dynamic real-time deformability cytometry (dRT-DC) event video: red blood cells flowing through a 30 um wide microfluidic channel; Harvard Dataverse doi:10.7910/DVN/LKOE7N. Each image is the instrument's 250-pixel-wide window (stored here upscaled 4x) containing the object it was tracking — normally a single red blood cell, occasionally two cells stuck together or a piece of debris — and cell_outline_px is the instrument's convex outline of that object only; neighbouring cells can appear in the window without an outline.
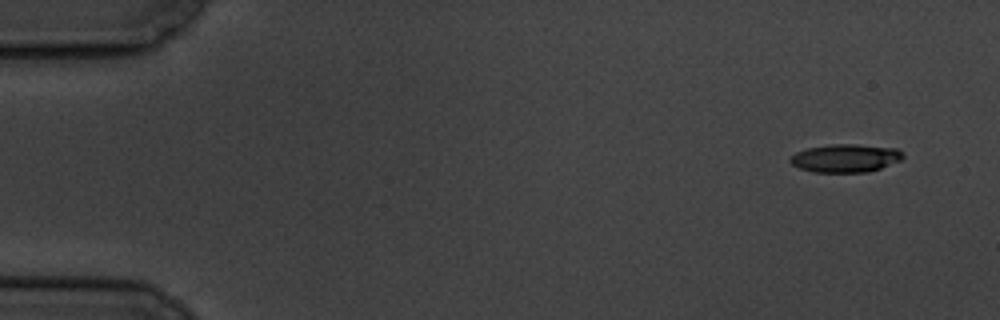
{"species": "common noctule bat (a hibernating species)", "species_latin": "Nyctalus noctula", "temperature_condition": "cold", "stored_images_in_passage": 5, "camera_frame_rate_fps": 3000, "um_per_image_px": 0.085, "animal": {"sex": "male", "body_mass_g": 19.5, "forearm_length_mm": 54.6}, "frame": {"image": 1, "passage_image": 1, "time_ms": 0.0, "image_size_px": [1000, 320], "cell_outline_px": [[904, 156], [900, 160], [880, 168], [868, 172], [812, 172], [800, 168], [792, 164], [788, 160], [796, 152], [808, 148], [832, 144], [856, 144], [896, 148], [904, 152]], "centroid_in_image_um": [71.87, 13.44], "position_along_channel_um": 13.1, "area_um2": 18.44}}